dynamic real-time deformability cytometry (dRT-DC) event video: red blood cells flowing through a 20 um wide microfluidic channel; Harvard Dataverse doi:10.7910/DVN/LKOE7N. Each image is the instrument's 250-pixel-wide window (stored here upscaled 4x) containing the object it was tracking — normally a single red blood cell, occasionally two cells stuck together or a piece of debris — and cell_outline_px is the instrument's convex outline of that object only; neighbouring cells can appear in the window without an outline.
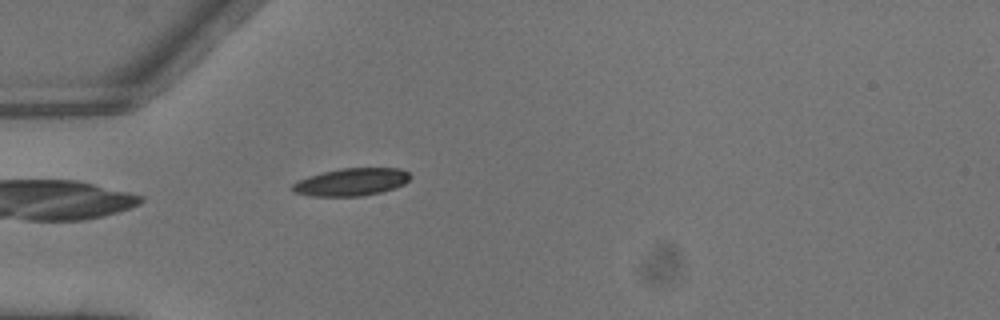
{"species": "common noctule bat (a hibernating species)", "species_latin": "Nyctalus noctula", "temperature_condition": "warm", "stored_images_in_passage": 5, "camera_frame_rate_fps": 3000, "um_per_image_px": 0.085, "animal": {"sex": "male", "body_mass_g": 13.3}, "frame": {"image": 1, "passage_image": 5, "time_ms": 1.333, "image_size_px": [1000, 320], "cell_outline_px": [[412, 176], [404, 184], [380, 192], [360, 196], [308, 196], [292, 192], [292, 184], [308, 176], [340, 168], [400, 168], [408, 172]], "centroid_in_image_um": [29.85, 15.47], "position_along_channel_um": 55.2, "area_um2": 18.84}}